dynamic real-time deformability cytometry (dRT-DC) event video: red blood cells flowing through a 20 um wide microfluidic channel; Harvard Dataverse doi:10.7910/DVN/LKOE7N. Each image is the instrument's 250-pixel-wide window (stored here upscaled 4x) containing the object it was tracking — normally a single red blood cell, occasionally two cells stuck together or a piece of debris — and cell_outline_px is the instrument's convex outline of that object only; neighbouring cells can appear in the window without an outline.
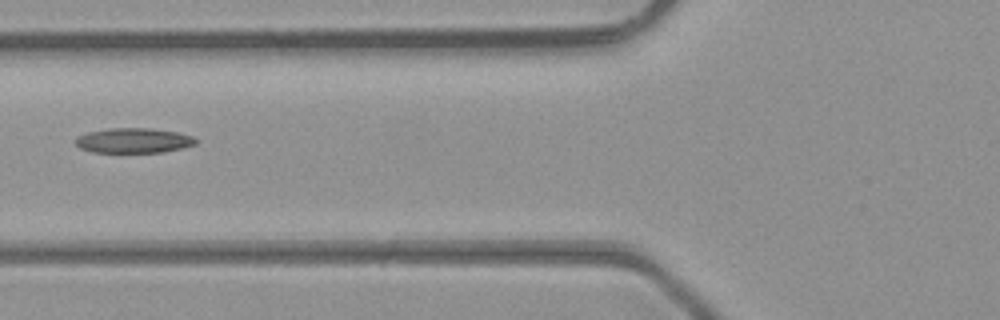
{"species": "common noctule bat (a hibernating species)", "species_latin": "Nyctalus noctula", "temperature_condition": "room temperature", "stored_images_in_passage": 6, "camera_frame_rate_fps": 3000, "um_per_image_px": 0.085, "animal": {"sex": "male", "body_mass_g": 23.1, "forearm_length_mm": 52.7}, "frame": {"image": 1, "passage_image": 6, "time_ms": 1.667, "image_size_px": [1000, 320], "cell_outline_px": [[196, 144], [184, 148], [164, 152], [92, 152], [80, 148], [76, 144], [76, 136], [88, 132], [108, 128], [148, 128], [176, 132], [192, 136], [196, 140]], "centroid_in_image_um": [11.35, 11.94], "position_along_channel_um": 114.5, "area_um2": 17.46}}